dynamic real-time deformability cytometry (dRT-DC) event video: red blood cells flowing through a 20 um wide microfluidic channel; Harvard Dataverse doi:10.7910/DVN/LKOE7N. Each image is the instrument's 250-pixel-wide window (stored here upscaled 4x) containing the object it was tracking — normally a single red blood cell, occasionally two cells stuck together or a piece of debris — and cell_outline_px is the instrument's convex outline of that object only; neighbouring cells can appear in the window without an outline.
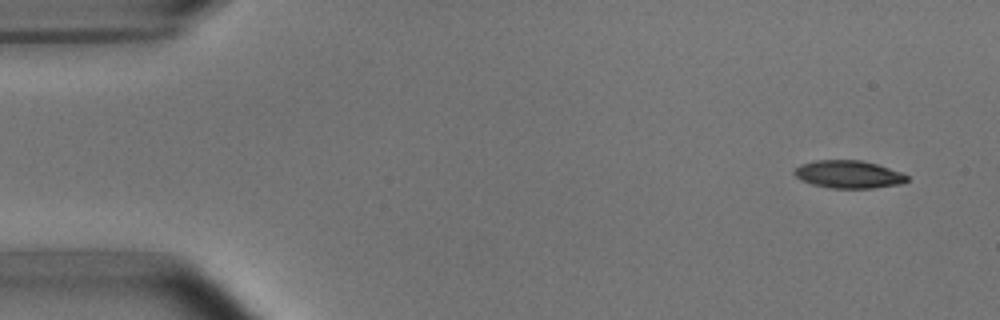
{"species": "common noctule bat (a hibernating species)", "species_latin": "Nyctalus noctula", "temperature_condition": "room temperature", "stored_images_in_passage": 6, "camera_frame_rate_fps": 3000, "um_per_image_px": 0.085, "animal": {"sex": "male", "body_mass_g": 15.6}, "frame": {"image": 1, "passage_image": 1, "time_ms": 0.0, "image_size_px": [1000, 320], "cell_outline_px": [[908, 180], [904, 184], [872, 188], [832, 188], [812, 184], [800, 180], [792, 172], [792, 168], [800, 164], [812, 160], [860, 160], [876, 164], [900, 172], [908, 176]], "centroid_in_image_um": [72.08, 14.82], "position_along_channel_um": 12.9, "area_um2": 18.38}}
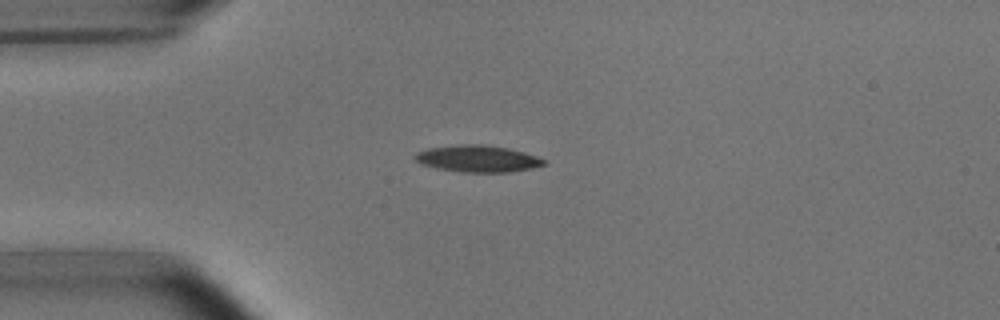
{"frame": {"image": 2, "passage_image": 4, "time_ms": 3.333, "image_size_px": [1000, 320], "cell_outline_px": [[548, 164], [532, 168], [508, 172], [460, 172], [436, 168], [424, 164], [416, 160], [416, 152], [428, 148], [460, 144], [484, 144], [508, 148], [524, 152], [536, 156], [544, 160]], "centroid_in_image_um": [40.63, 13.48], "position_along_channel_um": 44.4, "area_um2": 20.0}}